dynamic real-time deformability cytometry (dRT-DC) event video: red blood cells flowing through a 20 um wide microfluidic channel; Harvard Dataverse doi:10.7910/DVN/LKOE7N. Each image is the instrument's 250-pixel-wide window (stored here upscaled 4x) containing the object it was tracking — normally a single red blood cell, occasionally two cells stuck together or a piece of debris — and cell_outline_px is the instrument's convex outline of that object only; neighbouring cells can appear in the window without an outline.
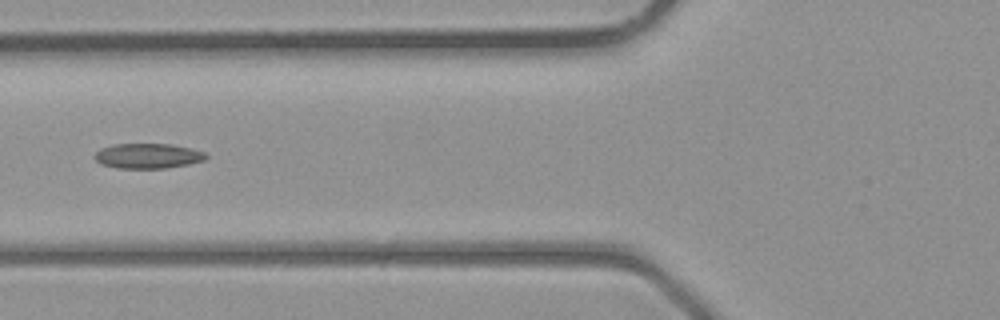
{"species": "common noctule bat (a hibernating species)", "species_latin": "Nyctalus noctula", "temperature_condition": "room temperature", "stored_images_in_passage": 4, "camera_frame_rate_fps": 3000, "um_per_image_px": 0.085, "animal": {"sex": "male", "body_mass_g": 23.1, "forearm_length_mm": 52.7}, "frame": {"image": 1, "passage_image": 4, "time_ms": 4.333, "image_size_px": [1000, 320], "cell_outline_px": [[208, 156], [204, 160], [188, 164], [164, 168], [116, 168], [100, 164], [92, 156], [100, 148], [112, 144], [172, 144], [192, 148], [204, 152]], "centroid_in_image_um": [12.53, 13.25], "position_along_channel_um": 113.3, "area_um2": 16.36}}